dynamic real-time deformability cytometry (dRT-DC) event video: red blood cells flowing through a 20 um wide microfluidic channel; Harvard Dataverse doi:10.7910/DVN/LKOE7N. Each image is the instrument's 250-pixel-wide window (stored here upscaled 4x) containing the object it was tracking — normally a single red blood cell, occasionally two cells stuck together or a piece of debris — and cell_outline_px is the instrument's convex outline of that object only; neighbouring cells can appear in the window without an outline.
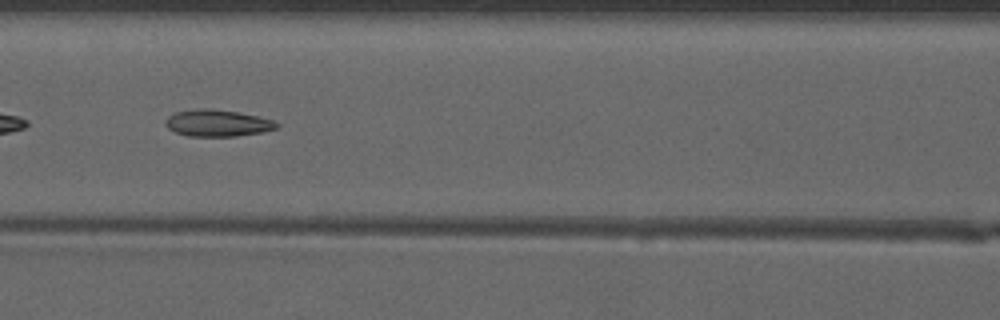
{"species": "common noctule bat (a hibernating species)", "species_latin": "Nyctalus noctula", "temperature_condition": "warm", "stored_images_in_passage": 49, "camera_frame_rate_fps": 3000, "um_per_image_px": 0.085, "animal": {"sex": "male", "forearm_length_mm": 52.5}, "frame": {"image": 1, "passage_image": 22, "time_ms": 7.0, "image_size_px": [1000, 320], "cell_outline_px": [[280, 124], [276, 128], [260, 132], [236, 136], [188, 136], [176, 132], [168, 128], [164, 124], [164, 120], [168, 116], [176, 112], [196, 108], [208, 108], [236, 112], [256, 116], [272, 120]], "centroid_in_image_um": [18.43, 10.46], "position_along_channel_um": 148.2, "area_um2": 17.17}}
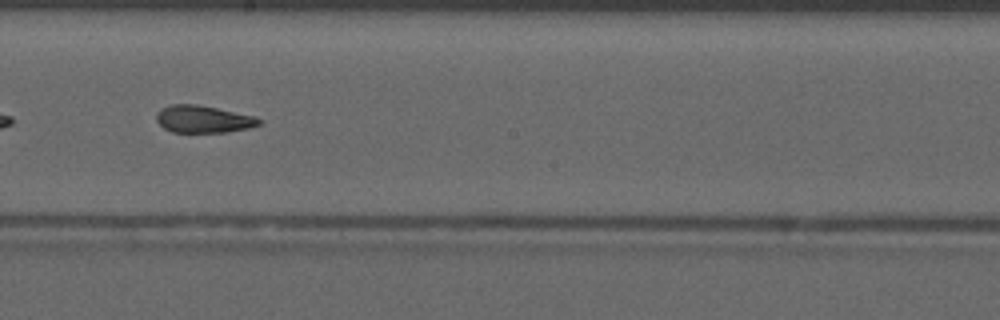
{"frame": {"image": 2, "passage_image": 28, "time_ms": 9.0, "image_size_px": [1000, 320], "cell_outline_px": [[264, 120], [260, 124], [248, 128], [228, 132], [172, 132], [164, 128], [156, 120], [156, 112], [160, 108], [172, 104], [196, 104], [256, 116]], "centroid_in_image_um": [17.28, 10.12], "position_along_channel_um": 230.9, "area_um2": 16.42}, "authors_computed_cell_mechanics": {"area_um2": 17.34, "velocity_mm_per_s": 4.1603, "shape_relaxation_time_tau1_ms": null, "shape_relaxation_time_tau2_ms": 2.6279, "deformation_change_tau1": null, "deformation_change_tau2": 0.1089}}